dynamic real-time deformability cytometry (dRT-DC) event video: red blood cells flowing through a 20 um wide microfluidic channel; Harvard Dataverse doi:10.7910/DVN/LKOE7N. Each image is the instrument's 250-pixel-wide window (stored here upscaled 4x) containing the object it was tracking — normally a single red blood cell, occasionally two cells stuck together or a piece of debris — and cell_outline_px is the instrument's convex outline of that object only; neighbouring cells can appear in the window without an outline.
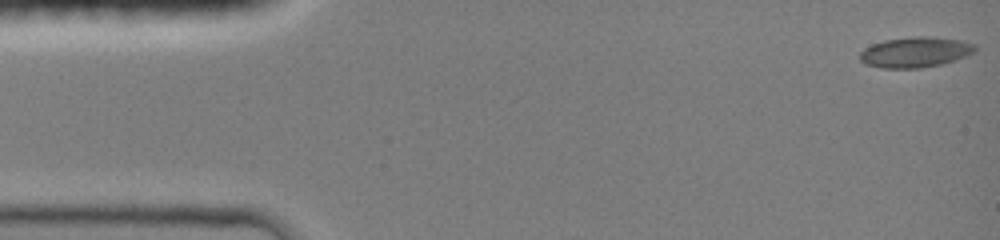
{"species": "common noctule bat (a hibernating species)", "species_latin": "Nyctalus noctula", "temperature_condition": "room temperature", "stored_images_in_passage": 46, "camera_frame_rate_fps": 3000, "um_per_image_px": 0.085, "animal": {"sex": "female", "body_mass_g": 19.0, "forearm_length_mm": 51.5}, "frame": {"image": 1, "passage_image": 1, "time_ms": 0.0, "image_size_px": [1000, 240], "cell_outline_px": [[976, 52], [940, 64], [920, 68], [880, 68], [868, 64], [860, 60], [860, 52], [864, 48], [872, 44], [884, 40], [912, 36], [928, 36], [960, 40], [976, 44]], "centroid_in_image_um": [77.79, 4.42], "position_along_channel_um": 7.2, "area_um2": 20.35}}
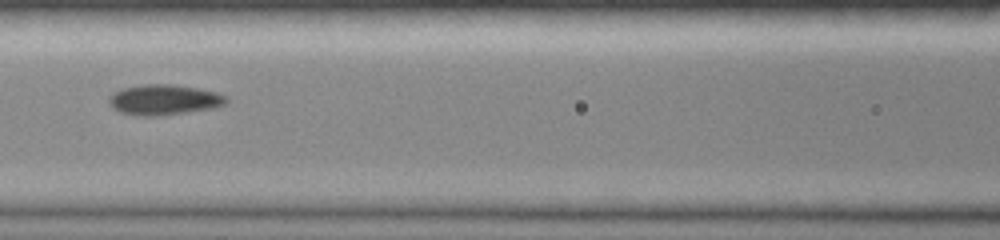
{"frame": {"image": 2, "passage_image": 20, "time_ms": 6.333, "image_size_px": [1000, 240], "cell_outline_px": [[228, 100], [224, 104], [212, 108], [188, 112], [152, 116], [144, 116], [120, 112], [112, 108], [108, 100], [108, 96], [112, 92], [124, 88], [140, 84], [176, 84], [216, 92], [224, 96]], "centroid_in_image_um": [13.89, 8.47], "position_along_channel_um": 152.7, "area_um2": 20.69}}
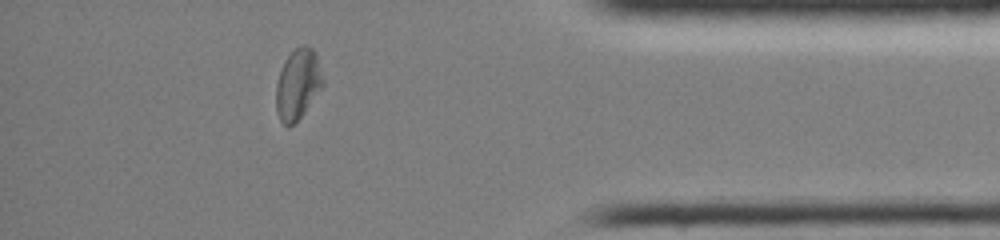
{"frame": {"image": 3, "passage_image": 40, "time_ms": 13.0, "image_size_px": [1000, 240], "cell_outline_px": [[324, 84], [300, 116], [288, 128], [280, 120], [276, 112], [276, 84], [284, 60], [300, 44], [304, 44], [312, 48], [316, 52], [324, 80]], "centroid_in_image_um": [25.31, 7.12], "position_along_channel_um": 409.9, "area_um2": 19.07}, "authors_computed_cell_mechanics": {"area_um2": 19.2185, "velocity_mm_per_s": 4.1687, "shape_relaxation_time_tau1_ms": 4.3264, "shape_relaxation_time_tau2_ms": 1.888, "deformation_change_tau1": 0.1545, "deformation_change_tau2": 0.0636}}